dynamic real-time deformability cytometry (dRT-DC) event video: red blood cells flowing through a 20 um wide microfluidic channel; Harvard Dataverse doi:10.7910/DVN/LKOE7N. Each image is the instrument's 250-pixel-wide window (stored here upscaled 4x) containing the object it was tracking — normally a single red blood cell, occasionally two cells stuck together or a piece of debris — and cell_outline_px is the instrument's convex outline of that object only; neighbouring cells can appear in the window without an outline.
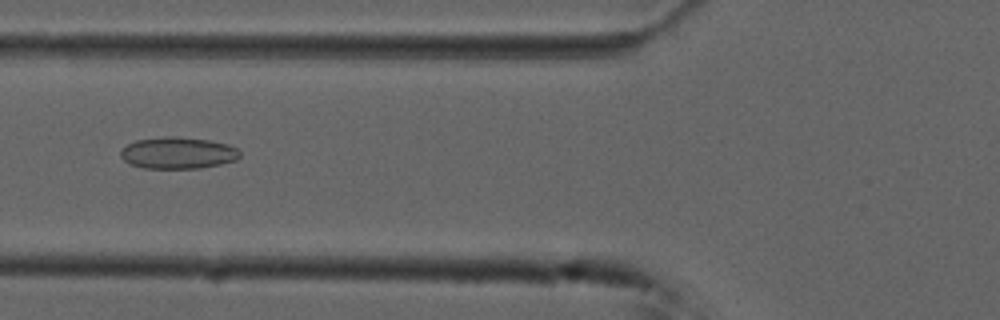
{"species": "common noctule bat (a hibernating species)", "species_latin": "Nyctalus noctula", "temperature_condition": "cold", "stored_images_in_passage": 55, "camera_frame_rate_fps": 3000, "um_per_image_px": 0.085, "animal": {"sex": "male", "forearm_length_mm": 52.5}, "frame": {"image": 1, "passage_image": 21, "time_ms": 6.667, "image_size_px": [1000, 320], "cell_outline_px": [[240, 156], [236, 160], [220, 164], [200, 168], [144, 168], [128, 164], [120, 156], [120, 152], [128, 144], [136, 140], [164, 136], [172, 136], [208, 140], [228, 144], [236, 148], [240, 152]], "centroid_in_image_um": [15.11, 13.0], "position_along_channel_um": 110.7, "area_um2": 21.96}}
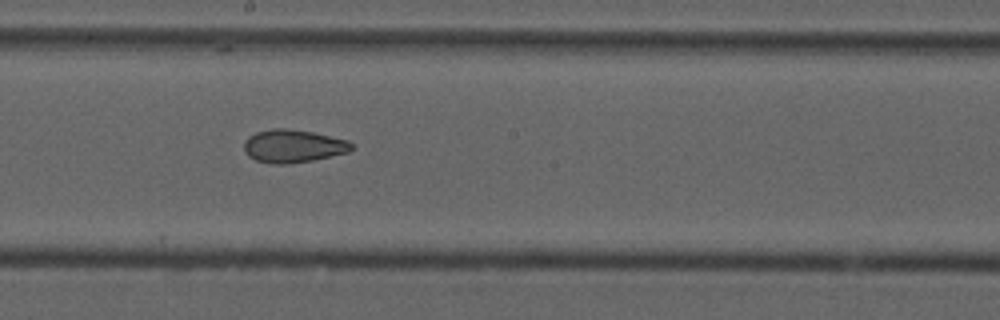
{"frame": {"image": 2, "passage_image": 30, "time_ms": 9.667, "image_size_px": [1000, 320], "cell_outline_px": [[352, 148], [348, 152], [312, 160], [288, 164], [276, 164], [256, 160], [248, 156], [244, 152], [244, 140], [248, 136], [256, 132], [272, 128], [284, 128], [312, 132], [348, 140], [352, 144]], "centroid_in_image_um": [24.87, 12.41], "position_along_channel_um": 223.3, "area_um2": 20.58}}
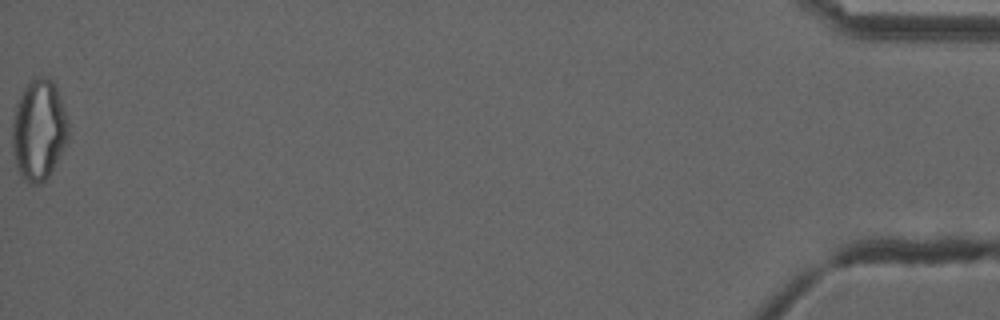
{"frame": {"image": 3, "passage_image": 55, "time_ms": 18.0, "image_size_px": [1000, 320], "cell_outline_px": [[68, 140], [64, 148], [48, 176], [40, 184], [28, 184], [20, 176], [16, 164], [12, 144], [12, 124], [16, 104], [24, 88], [36, 76], [48, 76], [56, 84], [68, 116]], "centroid_in_image_um": [3.31, 11.02], "position_along_channel_um": 431.9, "area_um2": 33.18}, "authors_computed_cell_mechanics": {"area_um2": 24.3916, "velocity_mm_per_s": 3.7448, "shape_relaxation_time_tau1_ms": null, "shape_relaxation_time_tau2_ms": 3.0231, "deformation_change_tau1": null, "deformation_change_tau2": 0.0968}}